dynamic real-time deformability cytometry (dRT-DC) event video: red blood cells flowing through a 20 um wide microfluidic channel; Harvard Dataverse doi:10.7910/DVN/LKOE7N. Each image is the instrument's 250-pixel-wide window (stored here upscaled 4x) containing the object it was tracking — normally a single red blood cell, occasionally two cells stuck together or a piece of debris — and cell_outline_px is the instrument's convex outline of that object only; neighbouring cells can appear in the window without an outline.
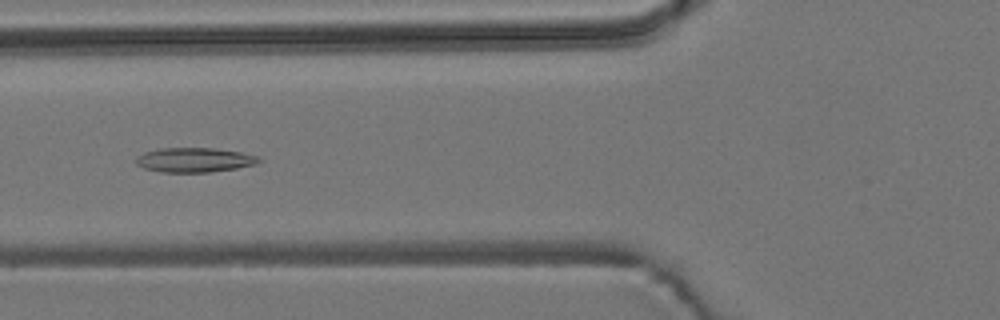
{"species": "common noctule bat (a hibernating species)", "species_latin": "Nyctalus noctula", "temperature_condition": "room temperature", "stored_images_in_passage": 48, "camera_frame_rate_fps": 3000, "um_per_image_px": 0.085, "animal": {"sex": "male", "body_mass_g": 19.2, "forearm_length_mm": 51.8}, "frame": {"image": 1, "passage_image": 13, "time_ms": 4.0, "image_size_px": [1000, 320], "cell_outline_px": [[264, 160], [256, 164], [236, 168], [208, 172], [160, 172], [144, 168], [136, 164], [136, 156], [144, 152], [160, 148], [216, 148], [240, 152], [260, 156]], "centroid_in_image_um": [16.55, 13.59], "position_along_channel_um": 109.3, "area_um2": 17.69}}
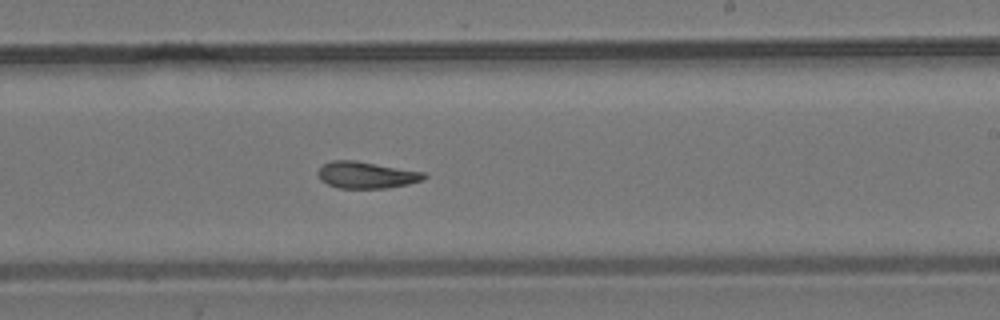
{"frame": {"image": 2, "passage_image": 25, "time_ms": 8.0, "image_size_px": [1000, 320], "cell_outline_px": [[428, 176], [424, 180], [408, 184], [388, 188], [336, 188], [320, 180], [316, 172], [324, 164], [332, 160], [356, 160], [424, 172]], "centroid_in_image_um": [31.14, 14.87], "position_along_channel_um": 257.9, "area_um2": 16.65}}
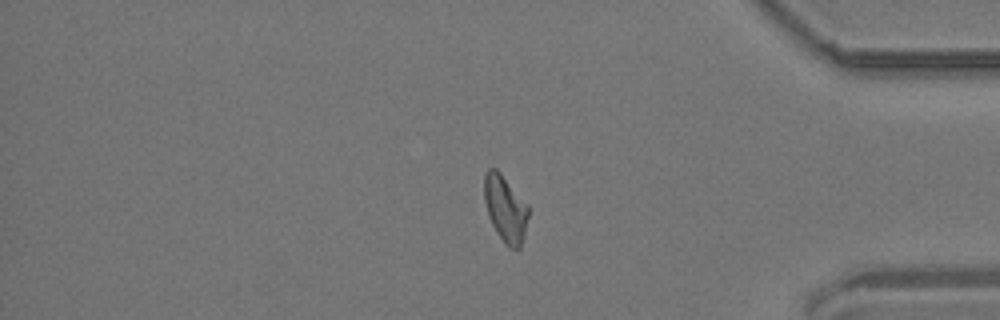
{"frame": {"image": 3, "passage_image": 38, "time_ms": 12.333, "image_size_px": [1000, 320], "cell_outline_px": [[528, 216], [524, 236], [520, 248], [508, 248], [504, 244], [496, 232], [488, 216], [484, 200], [484, 172], [488, 168], [496, 168], [500, 172], [528, 204]], "centroid_in_image_um": [42.94, 17.73], "position_along_channel_um": 392.3, "area_um2": 17.28}, "authors_computed_cell_mechanics": {"area_um2": 17.1666, "velocity_mm_per_s": 3.7184, "shape_relaxation_time_tau1_ms": null, "shape_relaxation_time_tau2_ms": 3.5274, "deformation_change_tau1": null, "deformation_change_tau2": 0.0863}}